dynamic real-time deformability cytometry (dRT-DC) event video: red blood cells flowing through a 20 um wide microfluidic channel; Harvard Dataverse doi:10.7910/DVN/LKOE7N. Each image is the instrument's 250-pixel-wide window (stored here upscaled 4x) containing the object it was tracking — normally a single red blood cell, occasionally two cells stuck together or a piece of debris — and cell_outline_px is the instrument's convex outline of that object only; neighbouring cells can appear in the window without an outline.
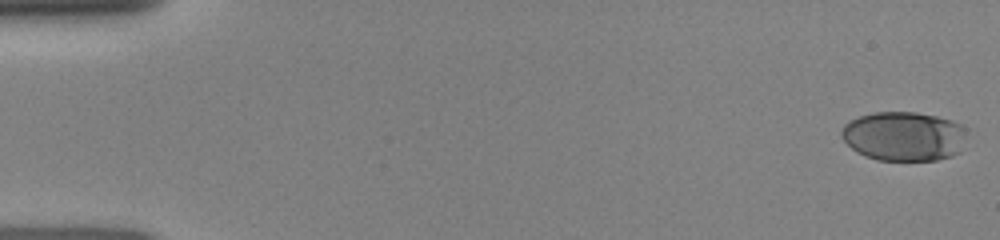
{"species": "human", "species_latin": "Homo sapiens", "temperature_condition": "room temperature", "stored_images_in_passage": 36, "camera_frame_rate_fps": 3000, "um_per_image_px": 0.085, "donor": {"sex": "female"}, "frame": {"image": 1, "passage_image": 1, "time_ms": 0.0, "image_size_px": [1000, 240], "cell_outline_px": [[968, 128], [960, 152], [952, 156], [936, 160], [876, 160], [864, 156], [856, 152], [840, 136], [840, 132], [844, 124], [848, 120], [872, 112], [916, 112], [936, 116], [952, 120]], "centroid_in_image_um": [76.83, 11.58], "position_along_channel_um": 8.2, "area_um2": 36.47}}
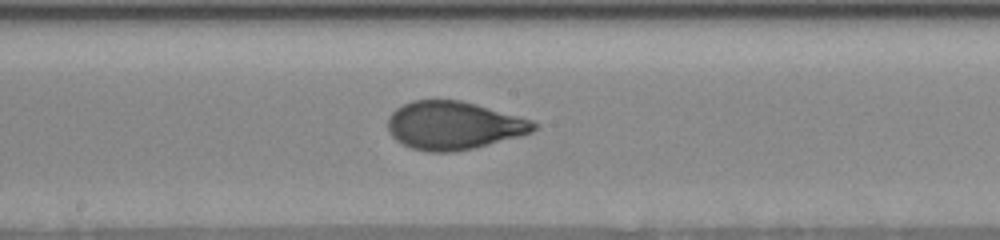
{"frame": {"image": 2, "passage_image": 19, "time_ms": 8.333, "image_size_px": [1000, 240], "cell_outline_px": [[540, 124], [532, 132], [520, 136], [472, 148], [452, 152], [428, 152], [412, 148], [396, 140], [388, 132], [388, 116], [396, 108], [412, 100], [460, 100], [476, 104], [532, 120]], "centroid_in_image_um": [38.55, 10.66], "position_along_channel_um": 209.7, "area_um2": 40.81}}
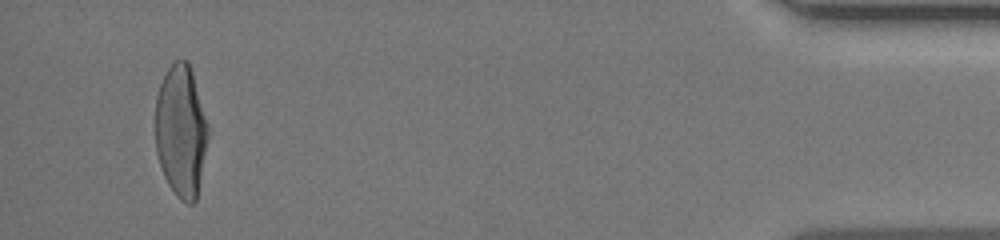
{"frame": {"image": 3, "passage_image": 34, "time_ms": 15.0, "image_size_px": [1000, 240], "cell_outline_px": [[208, 140], [196, 200], [192, 204], [188, 204], [180, 200], [176, 196], [168, 184], [164, 176], [156, 152], [156, 96], [160, 84], [168, 68], [176, 60], [188, 60], [192, 72], [208, 124]], "centroid_in_image_um": [15.38, 11.16], "position_along_channel_um": 419.8, "area_um2": 40.4}}